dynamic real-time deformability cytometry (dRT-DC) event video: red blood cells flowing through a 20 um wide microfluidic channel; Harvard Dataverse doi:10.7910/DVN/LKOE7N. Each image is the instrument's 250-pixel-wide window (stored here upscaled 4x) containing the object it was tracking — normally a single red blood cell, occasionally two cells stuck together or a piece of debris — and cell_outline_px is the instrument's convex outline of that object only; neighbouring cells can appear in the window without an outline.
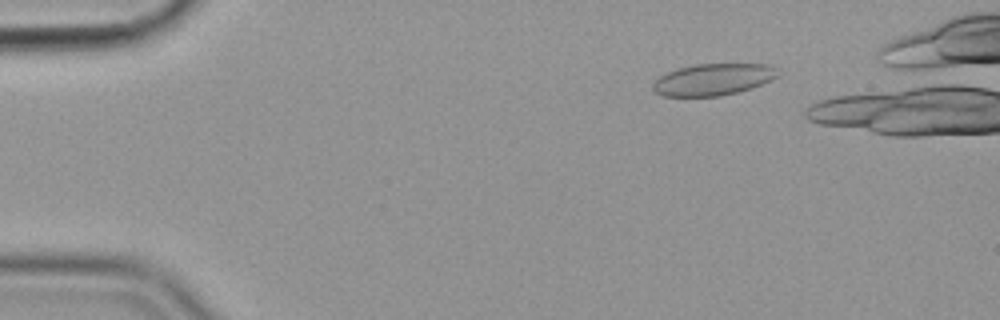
{"species": "common noctule bat (a hibernating species)", "species_latin": "Nyctalus noctula", "temperature_condition": "cold", "stored_images_in_passage": 49, "camera_frame_rate_fps": 3000, "um_per_image_px": 0.085, "animal": {"sex": "female", "body_mass_g": 19.9}, "frame": {"image": 1, "passage_image": 8, "time_ms": 2.333, "image_size_px": [1000, 320], "cell_outline_px": [[780, 76], [772, 80], [752, 88], [720, 96], [664, 96], [656, 92], [652, 88], [652, 84], [660, 76], [676, 68], [696, 64], [772, 64], [776, 68]], "centroid_in_image_um": [60.65, 6.75], "position_along_channel_um": 24.3, "area_um2": 23.18}}
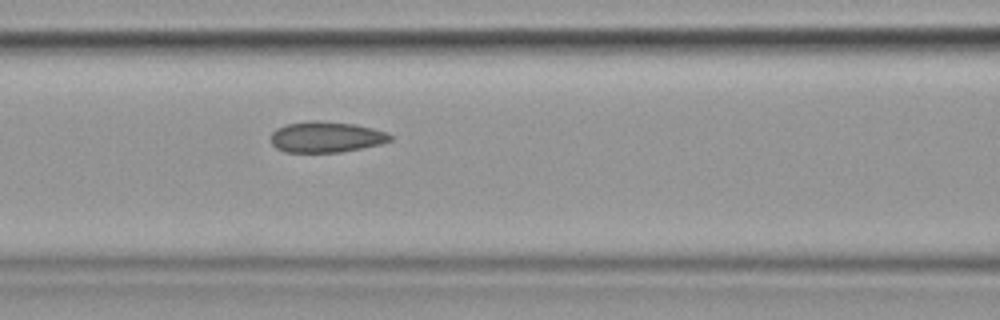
{"frame": {"image": 2, "passage_image": 24, "time_ms": 7.667, "image_size_px": [1000, 320], "cell_outline_px": [[392, 140], [380, 144], [340, 152], [284, 152], [276, 148], [272, 144], [272, 132], [276, 128], [288, 124], [308, 120], [316, 120], [356, 124], [388, 132], [392, 136]], "centroid_in_image_um": [27.72, 11.63], "position_along_channel_um": 138.9, "area_um2": 21.5}}
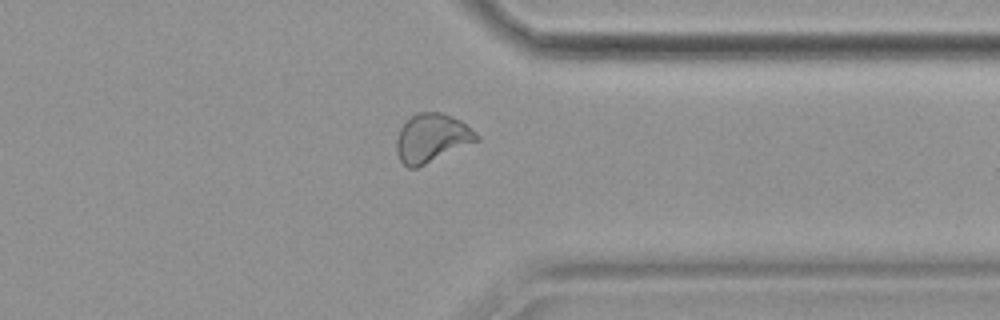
{"frame": {"image": 3, "passage_image": 44, "time_ms": 14.333, "image_size_px": [1000, 320], "cell_outline_px": [[480, 140], [416, 168], [408, 168], [400, 160], [396, 152], [396, 140], [400, 128], [416, 112], [440, 112], [452, 116], [460, 120], [476, 132], [480, 136]], "centroid_in_image_um": [36.7, 11.73], "position_along_channel_um": 374.7, "area_um2": 22.6}, "authors_computed_cell_mechanics": {"area_um2": 22.5998, "velocity_mm_per_s": 3.5711, "shape_relaxation_time_tau1_ms": null, "shape_relaxation_time_tau2_ms": 1.8782, "deformation_change_tau1": null, "deformation_change_tau2": 0.0637}}